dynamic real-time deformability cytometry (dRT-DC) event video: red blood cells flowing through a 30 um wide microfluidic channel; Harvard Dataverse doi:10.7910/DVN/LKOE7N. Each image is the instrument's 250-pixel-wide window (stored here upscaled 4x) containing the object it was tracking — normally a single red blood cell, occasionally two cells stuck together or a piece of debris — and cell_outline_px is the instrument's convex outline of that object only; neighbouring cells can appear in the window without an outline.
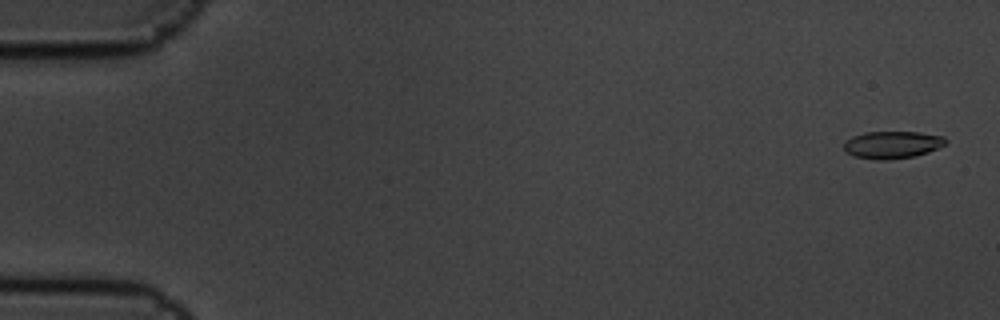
{"species": "common noctule bat (a hibernating species)", "species_latin": "Nyctalus noctula", "temperature_condition": "cold", "stored_images_in_passage": 7, "camera_frame_rate_fps": 3000, "um_per_image_px": 0.085, "animal": {"sex": "male", "body_mass_g": 19.5, "forearm_length_mm": 54.6}, "frame": {"image": 1, "passage_image": 1, "time_ms": 0.0, "image_size_px": [1000, 320], "cell_outline_px": [[948, 140], [944, 144], [928, 152], [916, 156], [884, 160], [876, 160], [856, 156], [844, 152], [844, 144], [852, 136], [864, 132], [920, 132], [944, 136]], "centroid_in_image_um": [75.84, 12.3], "position_along_channel_um": 9.2, "area_um2": 16.18}}
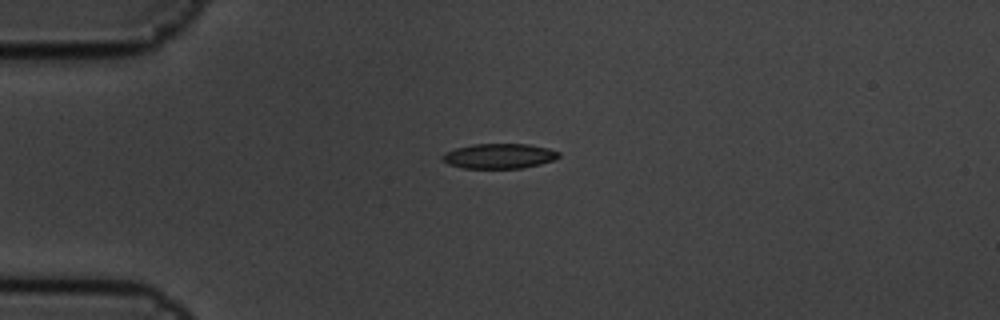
{"frame": {"image": 2, "passage_image": 5, "time_ms": 1.333, "image_size_px": [1000, 320], "cell_outline_px": [[560, 156], [556, 160], [540, 164], [520, 168], [464, 168], [448, 164], [440, 156], [444, 152], [456, 148], [472, 144], [528, 144], [548, 148], [560, 152]], "centroid_in_image_um": [42.44, 13.26], "position_along_channel_um": 42.6, "area_um2": 16.99}}
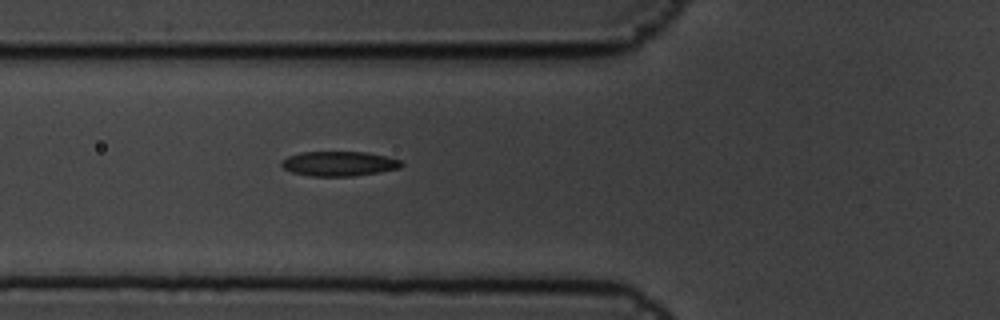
{"frame": {"image": 3, "passage_image": 7, "time_ms": 2.0, "image_size_px": [1000, 320], "cell_outline_px": [[404, 164], [400, 168], [380, 172], [352, 176], [312, 176], [292, 172], [284, 168], [280, 164], [280, 160], [288, 156], [300, 152], [368, 152], [388, 156], [400, 160]], "centroid_in_image_um": [28.83, 13.9], "position_along_channel_um": 97.0, "area_um2": 17.4}}